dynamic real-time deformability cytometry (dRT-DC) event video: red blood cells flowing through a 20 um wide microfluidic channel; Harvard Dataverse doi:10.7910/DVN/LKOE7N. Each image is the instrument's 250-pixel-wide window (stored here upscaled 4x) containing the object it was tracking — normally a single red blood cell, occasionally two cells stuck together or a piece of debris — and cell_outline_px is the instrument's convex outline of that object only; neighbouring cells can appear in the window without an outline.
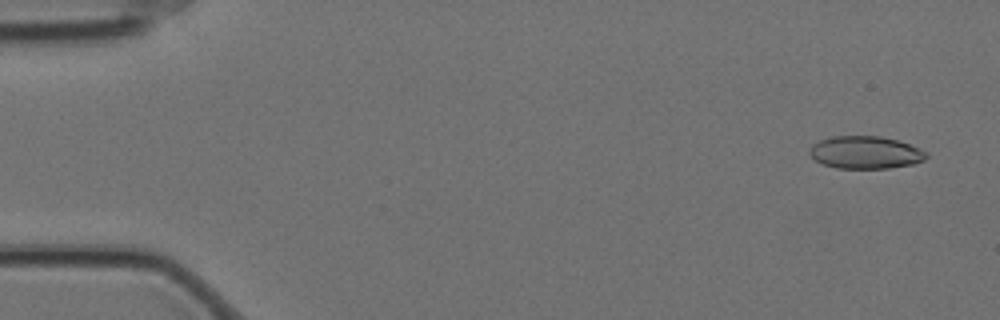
{"species": "Egyptian fruit bat (a non-hibernating species)", "species_latin": "Rousettus aegyptiacus", "temperature_condition": "cold", "stored_images_in_passage": 15, "camera_frame_rate_fps": 3000, "um_per_image_px": 0.085, "animal": {"sex": "female"}, "frame": {"image": 1, "passage_image": 3, "time_ms": 0.667, "image_size_px": [1000, 320], "cell_outline_px": [[928, 156], [924, 160], [912, 164], [888, 168], [836, 168], [824, 164], [816, 160], [808, 152], [808, 148], [812, 144], [820, 140], [832, 136], [880, 136], [896, 140], [908, 144], [928, 152]], "centroid_in_image_um": [73.54, 12.95], "position_along_channel_um": 11.5, "area_um2": 22.08}}